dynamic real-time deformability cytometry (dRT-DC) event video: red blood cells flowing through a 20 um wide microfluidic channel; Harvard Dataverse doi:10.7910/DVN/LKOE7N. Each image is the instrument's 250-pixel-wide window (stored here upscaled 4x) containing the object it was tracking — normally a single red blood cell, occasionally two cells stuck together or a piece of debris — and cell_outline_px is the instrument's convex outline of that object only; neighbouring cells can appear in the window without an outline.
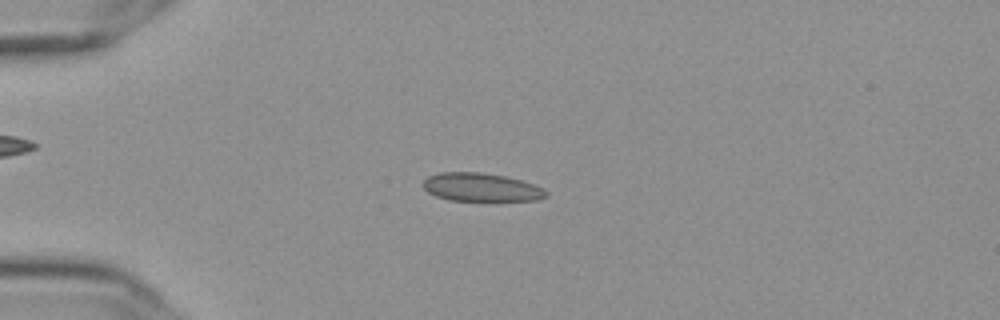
{"species": "Egyptian fruit bat (a non-hibernating species)", "species_latin": "Rousettus aegyptiacus", "temperature_condition": "cold", "stored_images_in_passage": 57, "camera_frame_rate_fps": 3000, "um_per_image_px": 0.085, "frame": {"image": 1, "passage_image": 15, "time_ms": 4.667, "image_size_px": [1000, 320], "cell_outline_px": [[548, 196], [540, 200], [448, 200], [436, 196], [428, 192], [420, 184], [428, 176], [440, 172], [480, 172], [504, 176], [536, 184], [544, 188], [548, 192]], "centroid_in_image_um": [40.91, 15.91], "position_along_channel_um": 44.1, "area_um2": 20.4}}
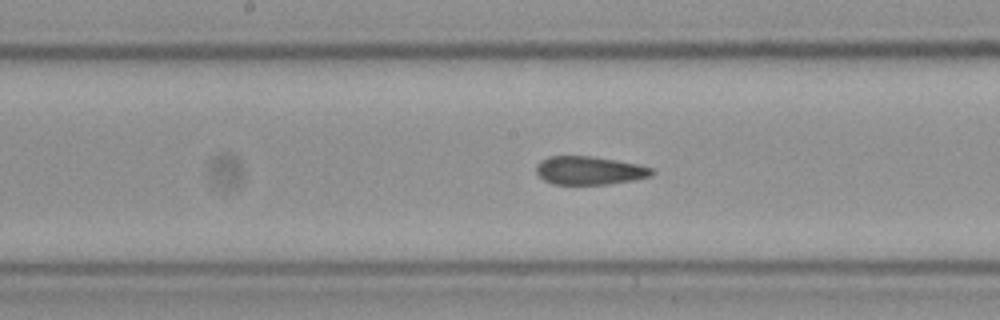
{"frame": {"image": 2, "passage_image": 30, "time_ms": 9.667, "image_size_px": [1000, 320], "cell_outline_px": [[652, 176], [632, 180], [608, 184], [552, 184], [544, 180], [536, 172], [536, 164], [540, 160], [548, 156], [592, 156], [636, 164], [652, 168]], "centroid_in_image_um": [50.04, 14.49], "position_along_channel_um": 198.2, "area_um2": 18.96}}
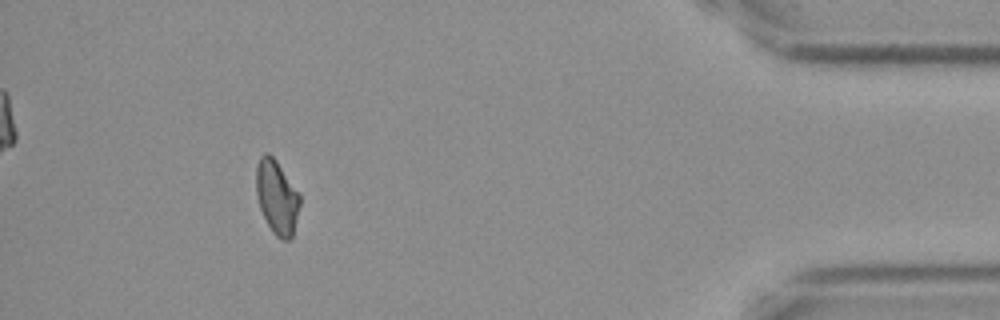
{"frame": {"image": 3, "passage_image": 52, "time_ms": 17.0, "image_size_px": [1000, 320], "cell_outline_px": [[300, 204], [292, 236], [288, 240], [280, 240], [272, 232], [260, 208], [256, 196], [256, 168], [260, 156], [264, 152], [268, 152], [276, 160], [300, 196]], "centroid_in_image_um": [23.51, 16.75], "position_along_channel_um": 411.7, "area_um2": 18.61}, "authors_computed_cell_mechanics": {"area_um2": 19.7676, "velocity_mm_per_s": 3.6175, "shape_relaxation_time_tau1_ms": null, "shape_relaxation_time_tau2_ms": 3.5934, "deformation_change_tau1": null, "deformation_change_tau2": 0.0614}}